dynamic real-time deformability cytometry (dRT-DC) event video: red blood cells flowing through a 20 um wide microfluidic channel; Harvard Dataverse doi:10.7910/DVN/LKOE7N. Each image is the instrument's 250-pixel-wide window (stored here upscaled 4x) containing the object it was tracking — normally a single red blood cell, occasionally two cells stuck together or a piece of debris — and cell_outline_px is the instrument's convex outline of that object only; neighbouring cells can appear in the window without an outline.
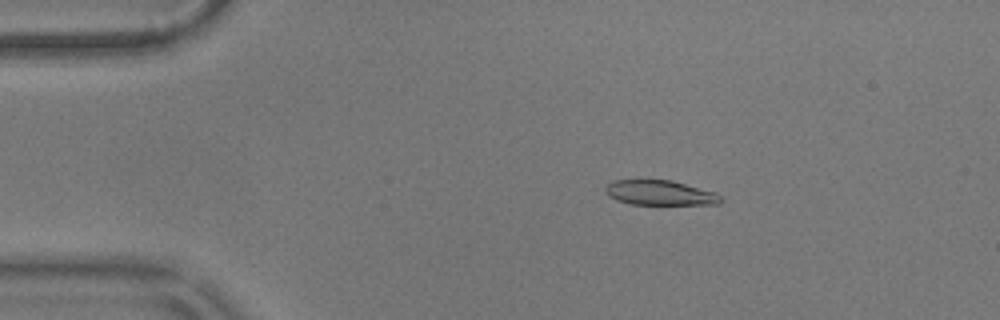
{"species": "common noctule bat (a hibernating species)", "species_latin": "Nyctalus noctula", "temperature_condition": "warm", "stored_images_in_passage": 56, "camera_frame_rate_fps": 3000, "um_per_image_px": 0.085, "animal": {"sex": "male", "body_mass_g": 17.9}, "frame": {"image": 1, "passage_image": 10, "time_ms": 3.0, "image_size_px": [1000, 320], "cell_outline_px": [[724, 200], [720, 204], [632, 204], [616, 200], [608, 196], [604, 192], [604, 188], [612, 180], [672, 180], [716, 192]], "centroid_in_image_um": [56.09, 16.38], "position_along_channel_um": 28.9, "area_um2": 16.82}}
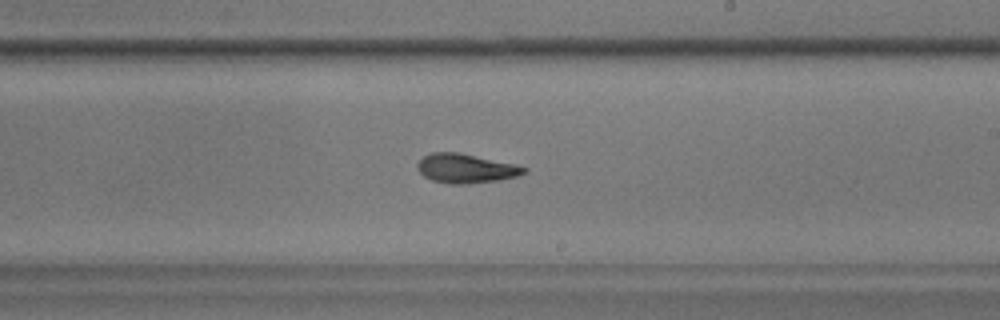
{"frame": {"image": 2, "passage_image": 33, "time_ms": 10.667, "image_size_px": [1000, 320], "cell_outline_px": [[528, 172], [516, 176], [496, 180], [468, 184], [448, 184], [432, 180], [424, 176], [416, 168], [416, 164], [424, 156], [432, 152], [456, 152], [512, 164], [528, 168]], "centroid_in_image_um": [39.55, 14.33], "position_along_channel_um": 249.5, "area_um2": 17.86}}
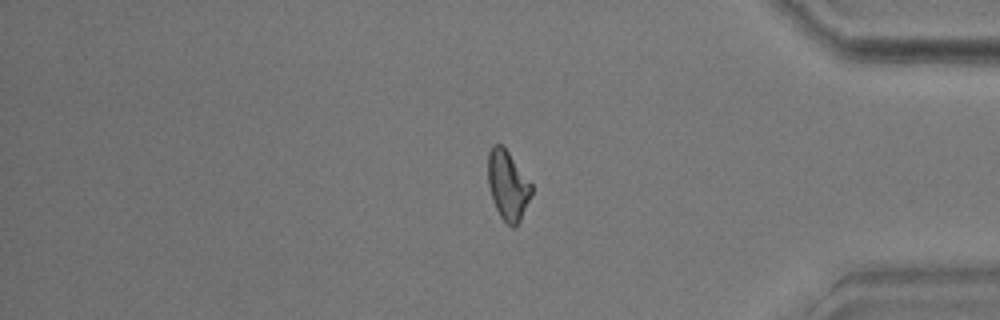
{"frame": {"image": 3, "passage_image": 47, "time_ms": 15.333, "image_size_px": [1000, 320], "cell_outline_px": [[532, 192], [520, 220], [516, 228], [512, 228], [500, 216], [492, 200], [488, 184], [488, 152], [492, 144], [500, 144], [508, 152], [532, 184]], "centroid_in_image_um": [43.14, 15.76], "position_along_channel_um": 392.1, "area_um2": 17.46}, "authors_computed_cell_mechanics": {"area_um2": 17.6868, "velocity_mm_per_s": 3.5817, "shape_relaxation_time_tau1_ms": 4.8746, "shape_relaxation_time_tau2_ms": 2.441, "deformation_change_tau1": 0.162, "deformation_change_tau2": 0.0808}}